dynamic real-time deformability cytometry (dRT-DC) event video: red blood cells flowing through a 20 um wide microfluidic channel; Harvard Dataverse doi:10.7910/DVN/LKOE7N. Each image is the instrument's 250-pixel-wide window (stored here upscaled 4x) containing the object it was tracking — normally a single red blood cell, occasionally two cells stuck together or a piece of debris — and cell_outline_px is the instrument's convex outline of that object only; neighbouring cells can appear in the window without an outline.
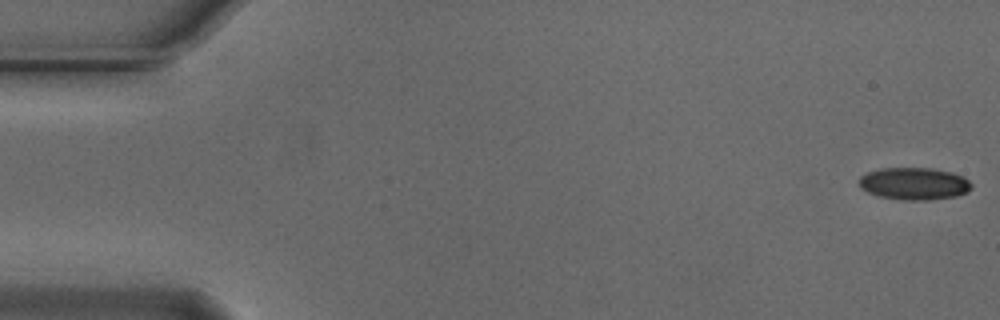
{"species": "Egyptian fruit bat (a non-hibernating species)", "species_latin": "Rousettus aegyptiacus", "temperature_condition": "cold", "stored_images_in_passage": 11, "camera_frame_rate_fps": 3000, "um_per_image_px": 0.085, "animal": {"sex": "male"}, "frame": {"image": 1, "passage_image": 1, "time_ms": 0.0, "image_size_px": [1000, 320], "cell_outline_px": [[972, 188], [968, 192], [956, 196], [928, 200], [904, 200], [876, 196], [860, 188], [860, 176], [868, 172], [880, 168], [932, 168], [952, 172], [964, 176], [972, 184]], "centroid_in_image_um": [77.72, 15.61], "position_along_channel_um": 7.3, "area_um2": 21.33}}